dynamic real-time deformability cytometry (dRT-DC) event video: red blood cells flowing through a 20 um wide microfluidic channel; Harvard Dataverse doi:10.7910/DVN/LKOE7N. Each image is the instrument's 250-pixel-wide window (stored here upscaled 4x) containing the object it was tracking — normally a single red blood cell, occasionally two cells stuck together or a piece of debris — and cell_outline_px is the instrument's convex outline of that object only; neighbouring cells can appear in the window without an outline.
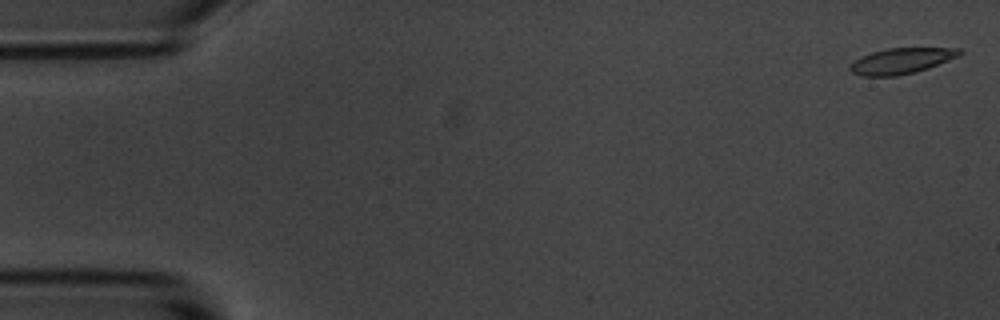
{"species": "common noctule bat (a hibernating species)", "species_latin": "Nyctalus noctula", "temperature_condition": "room temperature", "stored_images_in_passage": 9, "camera_frame_rate_fps": 3000, "um_per_image_px": 0.085, "animal": {"sex": "male", "body_mass_g": 20.1, "forearm_length_mm": 53.5}, "frame": {"image": 1, "passage_image": 1, "time_ms": 0.0, "image_size_px": [1000, 320], "cell_outline_px": [[964, 52], [960, 56], [928, 68], [916, 72], [896, 76], [860, 76], [852, 72], [848, 68], [856, 60], [872, 52], [888, 48], [960, 48]], "centroid_in_image_um": [76.67, 5.18], "position_along_channel_um": 8.3, "area_um2": 16.36}}